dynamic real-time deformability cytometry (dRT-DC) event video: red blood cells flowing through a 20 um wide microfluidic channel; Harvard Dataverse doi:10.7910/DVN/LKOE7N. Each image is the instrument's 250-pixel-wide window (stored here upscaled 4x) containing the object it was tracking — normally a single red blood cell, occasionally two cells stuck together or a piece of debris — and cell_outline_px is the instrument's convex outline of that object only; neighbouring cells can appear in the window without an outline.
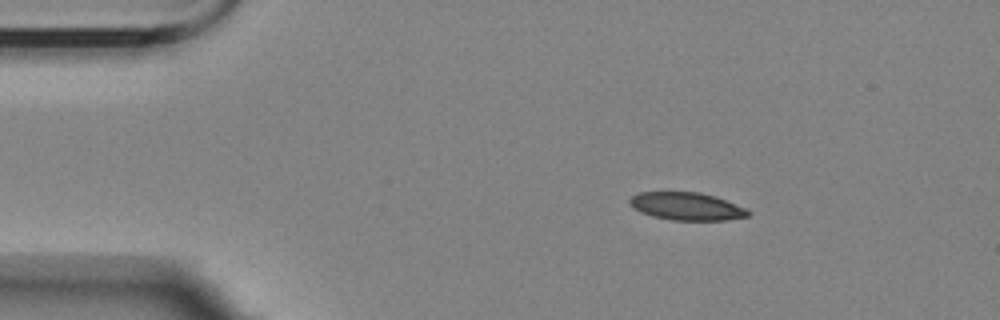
{"species": "Egyptian fruit bat (a non-hibernating species)", "species_latin": "Rousettus aegyptiacus", "temperature_condition": "room temperature", "stored_images_in_passage": 3, "camera_frame_rate_fps": 3000, "um_per_image_px": 0.085, "animal": {"sex": "female"}, "frame": {"image": 1, "passage_image": 1, "time_ms": 0.0, "image_size_px": [1000, 320], "cell_outline_px": [[752, 212], [748, 216], [728, 220], [672, 220], [652, 216], [640, 212], [628, 200], [632, 196], [640, 192], [700, 192], [716, 196], [748, 208]], "centroid_in_image_um": [58.44, 17.53], "position_along_channel_um": 26.6, "area_um2": 19.25}}